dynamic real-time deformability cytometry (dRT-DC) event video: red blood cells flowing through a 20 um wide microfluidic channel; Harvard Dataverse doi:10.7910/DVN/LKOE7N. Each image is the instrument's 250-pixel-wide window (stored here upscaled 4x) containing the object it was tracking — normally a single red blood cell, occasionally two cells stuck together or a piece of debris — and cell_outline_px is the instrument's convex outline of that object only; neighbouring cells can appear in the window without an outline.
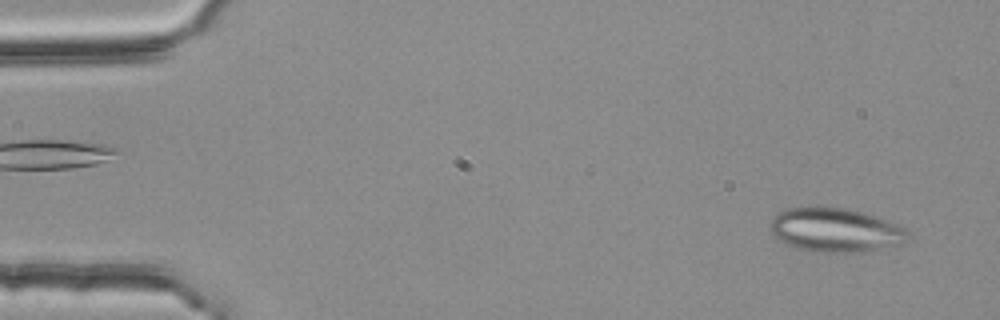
{"species": "common noctule bat (a hibernating species)", "species_latin": "Nyctalus noctula", "temperature_condition": "room temperature", "stored_images_in_passage": 16, "camera_frame_rate_fps": 3000, "um_per_image_px": 0.085, "animal": {"sex": "female", "body_mass_g": 25.1}, "frame": {"image": 1, "passage_image": 3, "time_ms": 0.667, "image_size_px": [1000, 320], "cell_outline_px": [[908, 240], [904, 244], [860, 252], [824, 252], [800, 248], [788, 244], [780, 240], [772, 232], [768, 224], [780, 212], [788, 208], [844, 208], [860, 212], [896, 224], [904, 228], [908, 232]], "centroid_in_image_um": [71.04, 19.57], "position_along_channel_um": 14.0, "area_um2": 34.39}}